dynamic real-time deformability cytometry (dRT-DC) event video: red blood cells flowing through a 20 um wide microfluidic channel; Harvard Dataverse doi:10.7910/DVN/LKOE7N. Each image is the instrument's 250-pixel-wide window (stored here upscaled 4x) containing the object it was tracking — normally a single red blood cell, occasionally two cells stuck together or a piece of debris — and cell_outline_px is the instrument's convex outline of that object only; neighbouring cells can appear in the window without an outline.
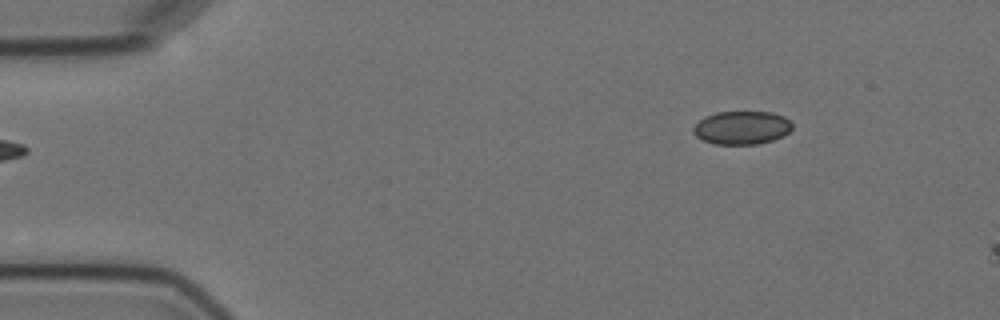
{"species": "Egyptian fruit bat (a non-hibernating species)", "species_latin": "Rousettus aegyptiacus", "temperature_condition": "cold", "stored_images_in_passage": 2, "camera_frame_rate_fps": 3000, "um_per_image_px": 0.085, "animal": {"sex": "female"}, "frame": {"image": 1, "passage_image": 2, "time_ms": 1.0, "image_size_px": [1000, 320], "cell_outline_px": [[792, 128], [784, 136], [772, 140], [756, 144], [716, 144], [704, 140], [696, 136], [692, 132], [692, 128], [704, 116], [716, 112], [772, 112], [784, 116], [792, 120]], "centroid_in_image_um": [63.07, 10.84], "position_along_channel_um": 21.9, "area_um2": 19.31}}